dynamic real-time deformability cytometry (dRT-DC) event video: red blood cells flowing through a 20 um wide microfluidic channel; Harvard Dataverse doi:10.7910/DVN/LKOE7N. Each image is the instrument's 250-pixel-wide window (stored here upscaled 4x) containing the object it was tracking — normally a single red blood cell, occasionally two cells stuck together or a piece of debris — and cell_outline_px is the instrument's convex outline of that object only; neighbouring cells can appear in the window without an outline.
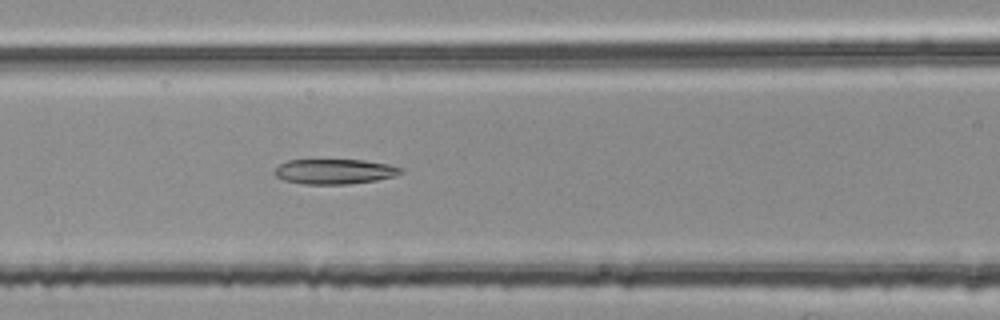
{"species": "common noctule bat (a hibernating species)", "species_latin": "Nyctalus noctula", "temperature_condition": "room temperature", "stored_images_in_passage": 47, "camera_frame_rate_fps": 3000, "um_per_image_px": 0.085, "animal": {"sex": "female", "body_mass_g": 25.1}, "frame": {"image": 1, "passage_image": 22, "time_ms": 7.0, "image_size_px": [1000, 320], "cell_outline_px": [[404, 172], [396, 176], [376, 180], [348, 184], [304, 184], [284, 180], [276, 176], [276, 168], [280, 164], [288, 160], [364, 160], [388, 164], [404, 168]], "centroid_in_image_um": [28.5, 14.58], "position_along_channel_um": 138.1, "area_um2": 18.38}}
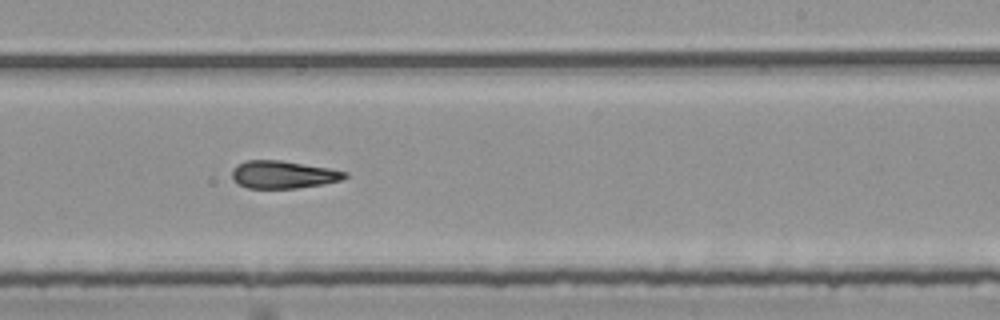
{"frame": {"image": 2, "passage_image": 32, "time_ms": 10.333, "image_size_px": [1000, 320], "cell_outline_px": [[348, 176], [340, 180], [324, 184], [296, 188], [248, 188], [236, 184], [232, 180], [232, 168], [236, 164], [244, 160], [280, 160], [328, 168], [348, 172]], "centroid_in_image_um": [24.01, 14.84], "position_along_channel_um": 265.0, "area_um2": 18.32}}
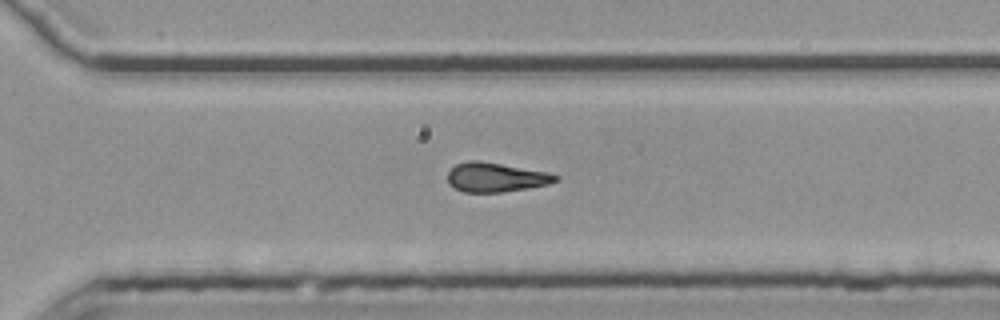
{"frame": {"image": 3, "passage_image": 37, "time_ms": 12.0, "image_size_px": [1000, 320], "cell_outline_px": [[560, 180], [548, 184], [528, 188], [500, 192], [464, 192], [448, 184], [448, 172], [456, 164], [468, 160], [476, 160], [548, 172], [560, 176]], "centroid_in_image_um": [42.15, 15.07], "position_along_channel_um": 328.4, "area_um2": 18.32}, "authors_computed_cell_mechanics": {"area_um2": 19.0162, "velocity_mm_per_s": 3.8103, "shape_relaxation_time_tau1_ms": null, "shape_relaxation_time_tau2_ms": 7.8027, "deformation_change_tau1": null, "deformation_change_tau2": 0.214}}